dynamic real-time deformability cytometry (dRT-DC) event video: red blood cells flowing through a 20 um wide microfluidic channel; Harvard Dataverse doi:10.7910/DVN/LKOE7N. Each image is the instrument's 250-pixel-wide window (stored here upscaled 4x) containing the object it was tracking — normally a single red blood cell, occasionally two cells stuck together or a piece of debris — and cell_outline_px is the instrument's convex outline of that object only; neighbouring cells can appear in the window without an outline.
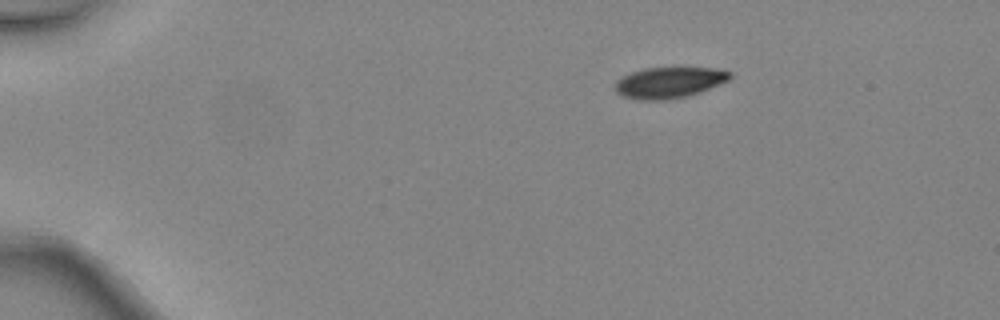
{"species": "common noctule bat (a hibernating species)", "species_latin": "Nyctalus noctula", "temperature_condition": "warm", "stored_images_in_passage": 3, "camera_frame_rate_fps": 3000, "um_per_image_px": 0.085, "animal": {"sex": "female", "body_mass_g": 24.6, "forearm_length_mm": 56.2}, "frame": {"image": 1, "passage_image": 1, "time_ms": 0.0, "image_size_px": [1000, 320], "cell_outline_px": [[732, 76], [728, 80], [700, 92], [688, 96], [668, 100], [640, 100], [620, 96], [616, 92], [616, 80], [632, 72], [644, 68], [720, 68], [732, 72]], "centroid_in_image_um": [56.88, 7.02], "position_along_channel_um": 28.1, "area_um2": 20.81}}